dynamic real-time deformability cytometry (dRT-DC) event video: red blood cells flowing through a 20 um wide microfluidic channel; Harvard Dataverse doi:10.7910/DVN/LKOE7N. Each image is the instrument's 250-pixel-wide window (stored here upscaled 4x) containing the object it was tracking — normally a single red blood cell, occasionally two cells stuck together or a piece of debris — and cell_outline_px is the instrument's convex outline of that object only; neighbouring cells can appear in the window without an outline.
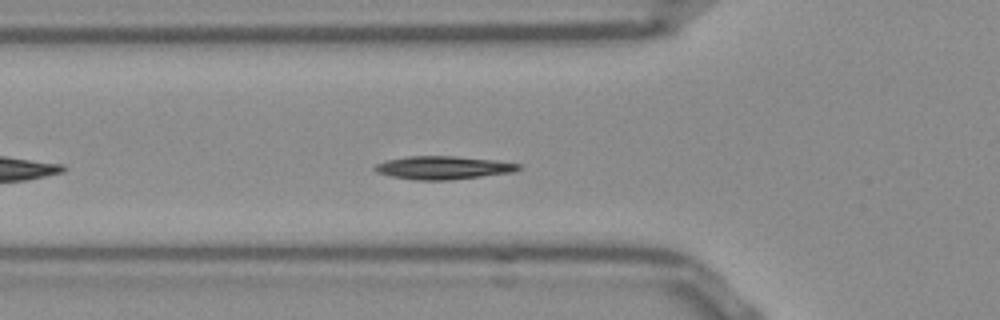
{"species": "Egyptian fruit bat (a non-hibernating species)", "species_latin": "Rousettus aegyptiacus", "temperature_condition": "room temperature", "stored_images_in_passage": 42, "camera_frame_rate_fps": 3000, "um_per_image_px": 0.085, "frame": {"image": 1, "passage_image": 6, "time_ms": 1.667, "image_size_px": [1000, 320], "cell_outline_px": [[524, 168], [512, 172], [448, 180], [416, 180], [392, 176], [376, 172], [372, 168], [376, 164], [384, 160], [408, 156], [456, 156], [496, 160], [520, 164]], "centroid_in_image_um": [37.65, 14.24], "position_along_channel_um": 88.1, "area_um2": 19.42}}
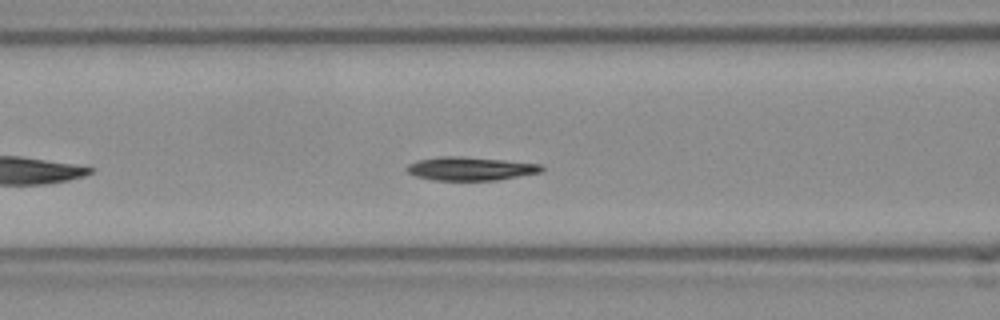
{"frame": {"image": 2, "passage_image": 9, "time_ms": 2.667, "image_size_px": [1000, 320], "cell_outline_px": [[544, 168], [540, 172], [496, 180], [432, 180], [416, 176], [408, 172], [408, 164], [420, 160], [440, 156], [456, 156], [504, 160], [544, 164]], "centroid_in_image_um": [40.01, 14.33], "position_along_channel_um": 126.6, "area_um2": 18.21}}
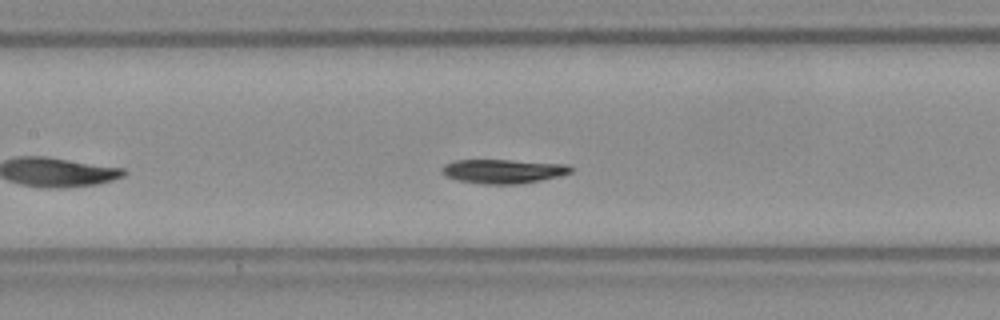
{"frame": {"image": 3, "passage_image": 12, "time_ms": 3.667, "image_size_px": [1000, 320], "cell_outline_px": [[572, 172], [540, 180], [520, 184], [484, 184], [456, 180], [444, 176], [440, 172], [440, 168], [444, 164], [456, 160], [512, 160], [568, 164], [572, 168]], "centroid_in_image_um": [42.7, 14.55], "position_along_channel_um": 164.7, "area_um2": 18.21}, "authors_computed_cell_mechanics": {"area_um2": 17.8602, "velocity_mm_per_s": 3.798, "shape_relaxation_time_tau1_ms": 3.1385, "shape_relaxation_time_tau2_ms": null, "deformation_change_tau1": 0.09, "deformation_change_tau2": null}}